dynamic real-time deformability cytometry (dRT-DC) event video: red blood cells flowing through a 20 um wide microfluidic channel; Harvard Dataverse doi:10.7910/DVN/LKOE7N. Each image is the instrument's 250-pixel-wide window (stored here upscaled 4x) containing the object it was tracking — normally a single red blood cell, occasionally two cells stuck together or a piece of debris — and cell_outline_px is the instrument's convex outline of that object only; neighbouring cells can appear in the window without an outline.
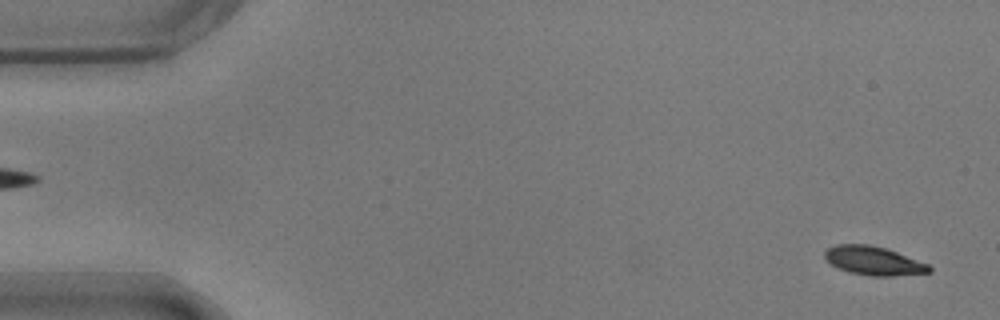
{"species": "common noctule bat (a hibernating species)", "species_latin": "Nyctalus noctula", "temperature_condition": "warm", "stored_images_in_passage": 55, "camera_frame_rate_fps": 3000, "um_per_image_px": 0.085, "animal": {"sex": "male", "body_mass_g": 17.9}, "frame": {"image": 1, "passage_image": 2, "time_ms": 0.333, "image_size_px": [1000, 320], "cell_outline_px": [[932, 272], [892, 276], [872, 276], [848, 272], [832, 264], [824, 256], [824, 252], [828, 248], [836, 244], [868, 244], [884, 248], [896, 252], [928, 264], [932, 268]], "centroid_in_image_um": [74.26, 22.17], "position_along_channel_um": 10.7, "area_um2": 17.28}}
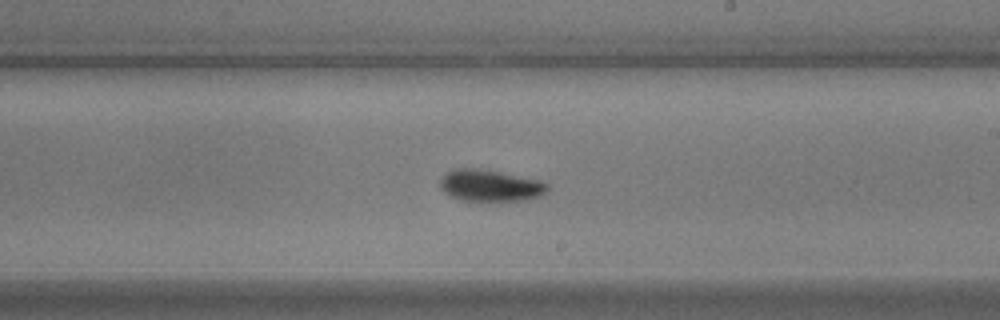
{"frame": {"image": 2, "passage_image": 32, "time_ms": 10.333, "image_size_px": [1000, 320], "cell_outline_px": [[548, 188], [540, 196], [524, 200], [460, 200], [444, 192], [440, 188], [440, 180], [452, 168], [480, 168], [540, 180], [548, 184]], "centroid_in_image_um": [41.65, 15.76], "position_along_channel_um": 247.4, "area_um2": 19.59}}
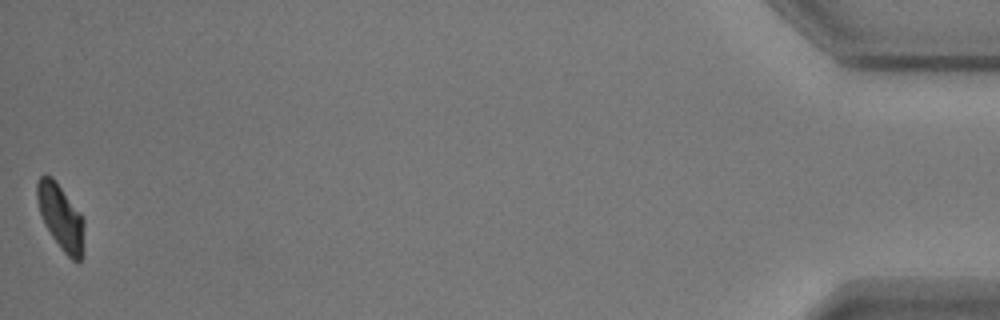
{"frame": {"image": 3, "passage_image": 55, "time_ms": 18.0, "image_size_px": [1000, 320], "cell_outline_px": [[84, 256], [80, 260], [72, 260], [60, 248], [44, 224], [40, 212], [36, 196], [36, 184], [40, 176], [52, 176], [80, 212], [84, 220]], "centroid_in_image_um": [5.19, 18.48], "position_along_channel_um": 430.0, "area_um2": 18.03}, "authors_computed_cell_mechanics": {"area_um2": 18.6116, "velocity_mm_per_s": 3.6278, "shape_relaxation_time_tau1_ms": 2.4795, "shape_relaxation_time_tau2_ms": 2.3119, "deformation_change_tau1": 0.1414, "deformation_change_tau2": 0.0519}}